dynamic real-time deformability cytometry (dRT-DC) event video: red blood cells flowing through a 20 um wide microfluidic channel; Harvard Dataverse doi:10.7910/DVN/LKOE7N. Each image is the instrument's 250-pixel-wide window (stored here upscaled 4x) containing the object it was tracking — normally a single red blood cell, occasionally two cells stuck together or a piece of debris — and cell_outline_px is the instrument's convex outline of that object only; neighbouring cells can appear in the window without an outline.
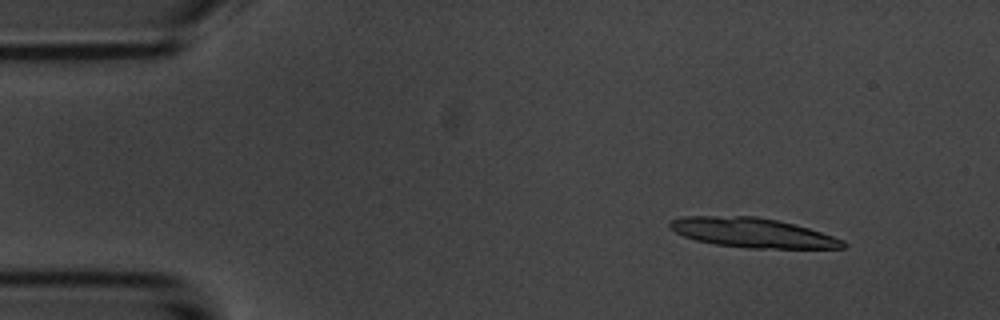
{"species": "common noctule bat (a hibernating species)", "species_latin": "Nyctalus noctula", "temperature_condition": "room temperature", "stored_images_in_passage": 5, "camera_frame_rate_fps": 3000, "um_per_image_px": 0.085, "animal": {"sex": "male", "body_mass_g": 20.1, "forearm_length_mm": 53.5}, "frame": {"image": 1, "passage_image": 2, "time_ms": 1.333, "image_size_px": [1000, 320], "cell_outline_px": [[848, 244], [844, 248], [748, 248], [716, 244], [696, 240], [684, 236], [668, 228], [668, 220], [684, 216], [756, 216], [776, 220], [808, 228], [844, 240]], "centroid_in_image_um": [63.92, 19.78], "position_along_channel_um": 21.1, "area_um2": 29.71}}